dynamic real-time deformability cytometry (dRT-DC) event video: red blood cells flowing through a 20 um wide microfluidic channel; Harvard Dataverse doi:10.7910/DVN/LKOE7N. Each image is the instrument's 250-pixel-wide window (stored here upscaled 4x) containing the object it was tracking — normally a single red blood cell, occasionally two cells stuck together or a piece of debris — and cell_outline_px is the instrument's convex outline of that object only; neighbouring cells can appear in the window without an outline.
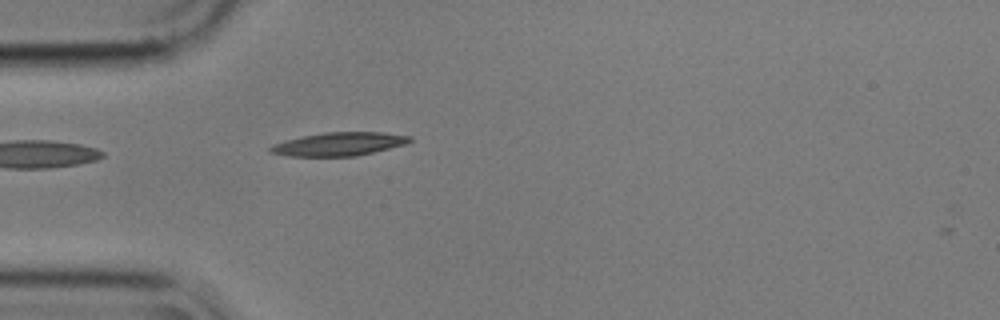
{"species": "common noctule bat (a hibernating species)", "species_latin": "Nyctalus noctula", "temperature_condition": "cold", "stored_images_in_passage": 2, "camera_frame_rate_fps": 3000, "um_per_image_px": 0.085, "animal": {"sex": "male", "body_mass_g": 17.9}, "frame": {"image": 1, "passage_image": 1, "time_ms": 0.0, "image_size_px": [1000, 320], "cell_outline_px": [[412, 140], [404, 144], [356, 156], [288, 156], [268, 152], [268, 148], [272, 144], [284, 140], [324, 132], [384, 132], [412, 136]], "centroid_in_image_um": [28.77, 12.24], "position_along_channel_um": 56.2, "area_um2": 18.96}}